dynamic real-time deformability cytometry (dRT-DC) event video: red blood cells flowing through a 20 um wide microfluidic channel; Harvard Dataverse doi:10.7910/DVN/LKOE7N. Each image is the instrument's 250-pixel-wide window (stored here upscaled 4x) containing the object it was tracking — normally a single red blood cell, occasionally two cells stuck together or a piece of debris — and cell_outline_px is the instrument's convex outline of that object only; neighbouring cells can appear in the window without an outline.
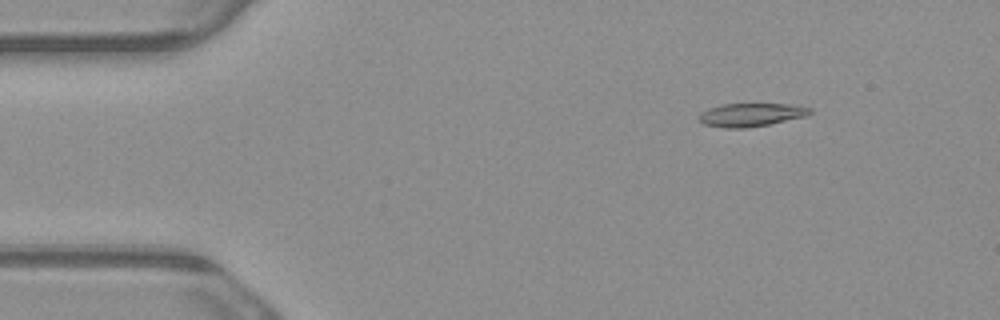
{"species": "common noctule bat (a hibernating species)", "species_latin": "Nyctalus noctula", "temperature_condition": "warm", "stored_images_in_passage": 4, "camera_frame_rate_fps": 3000, "um_per_image_px": 0.085, "animal": {"sex": "male", "body_mass_g": 23.1, "forearm_length_mm": 52.7}, "frame": {"image": 1, "passage_image": 2, "time_ms": 0.333, "image_size_px": [1000, 320], "cell_outline_px": [[812, 112], [808, 116], [768, 124], [744, 128], [724, 128], [704, 124], [700, 120], [700, 112], [708, 108], [720, 104], [788, 104], [812, 108]], "centroid_in_image_um": [63.85, 9.75], "position_along_channel_um": 21.2, "area_um2": 15.03}}